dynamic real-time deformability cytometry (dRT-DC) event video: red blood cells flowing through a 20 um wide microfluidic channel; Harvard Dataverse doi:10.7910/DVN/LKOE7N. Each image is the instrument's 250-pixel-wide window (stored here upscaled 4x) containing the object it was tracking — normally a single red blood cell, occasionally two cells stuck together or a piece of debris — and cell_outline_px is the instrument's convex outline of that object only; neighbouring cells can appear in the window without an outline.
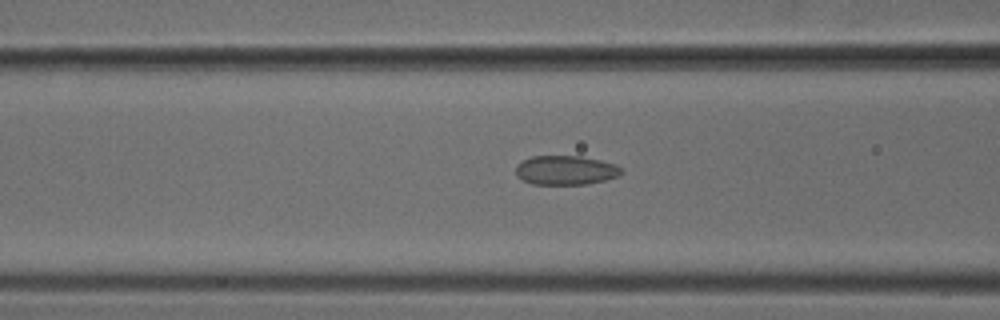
{"species": "common noctule bat (a hibernating species)", "species_latin": "Nyctalus noctula", "temperature_condition": "cold", "stored_images_in_passage": 51, "camera_frame_rate_fps": 3000, "um_per_image_px": 0.085, "animal": {"sex": "male", "body_mass_g": 18.8}, "frame": {"image": 1, "passage_image": 20, "time_ms": 6.333, "image_size_px": [1000, 320], "cell_outline_px": [[624, 172], [616, 176], [604, 180], [584, 184], [532, 184], [516, 176], [516, 164], [520, 160], [532, 156], [580, 156], [600, 160], [616, 164]], "centroid_in_image_um": [48.04, 14.45], "position_along_channel_um": 118.6, "area_um2": 17.98}}
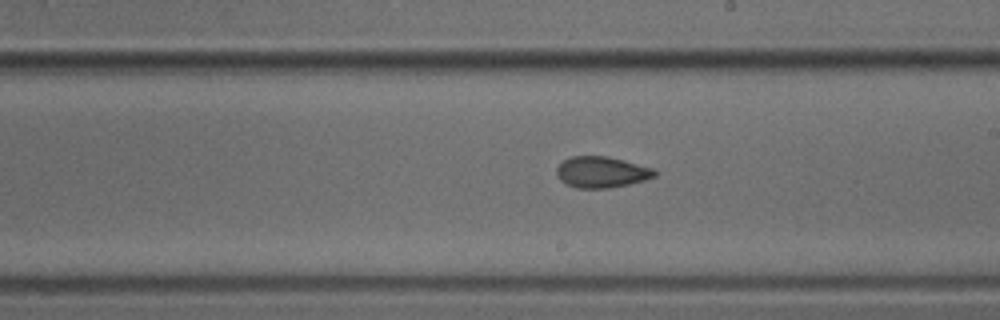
{"frame": {"image": 2, "passage_image": 29, "time_ms": 9.333, "image_size_px": [1000, 320], "cell_outline_px": [[656, 176], [644, 180], [628, 184], [608, 188], [576, 188], [560, 180], [556, 176], [556, 168], [564, 160], [572, 156], [608, 156], [624, 160], [652, 168], [656, 172]], "centroid_in_image_um": [51.11, 14.62], "position_along_channel_um": 237.9, "area_um2": 17.69}}
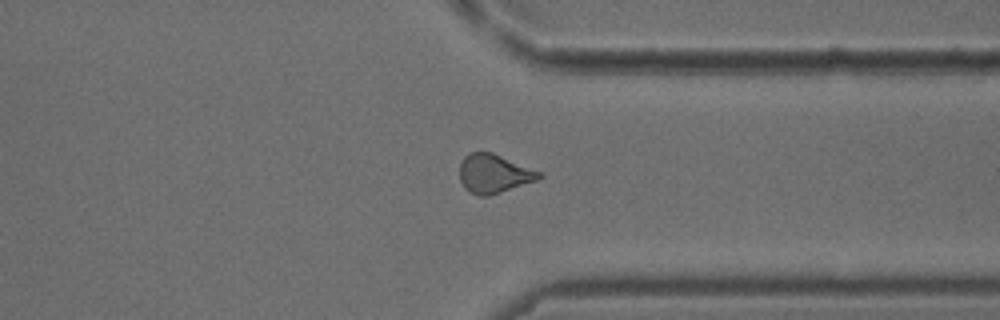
{"frame": {"image": 3, "passage_image": 39, "time_ms": 12.667, "image_size_px": [1000, 320], "cell_outline_px": [[544, 176], [536, 180], [488, 196], [480, 196], [464, 188], [460, 180], [460, 164], [464, 156], [468, 152], [492, 152], [540, 172]], "centroid_in_image_um": [41.94, 14.75], "position_along_channel_um": 369.5, "area_um2": 17.69}}